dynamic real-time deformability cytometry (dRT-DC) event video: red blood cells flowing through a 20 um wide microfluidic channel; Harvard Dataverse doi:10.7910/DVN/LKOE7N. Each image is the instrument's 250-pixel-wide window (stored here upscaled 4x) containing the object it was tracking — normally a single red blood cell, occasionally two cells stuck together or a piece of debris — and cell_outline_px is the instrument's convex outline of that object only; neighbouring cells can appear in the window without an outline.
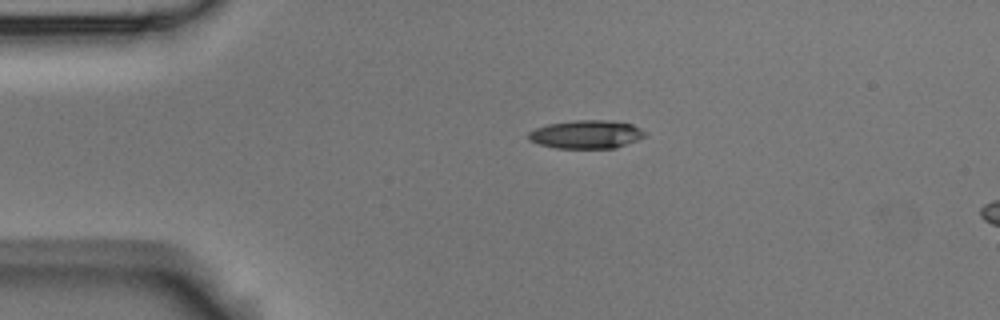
{"species": "Egyptian fruit bat (a non-hibernating species)", "species_latin": "Rousettus aegyptiacus", "temperature_condition": "room temperature", "stored_images_in_passage": 3, "camera_frame_rate_fps": 3000, "um_per_image_px": 0.085, "animal": {"sex": "male"}, "frame": {"image": 1, "passage_image": 2, "time_ms": 0.333, "image_size_px": [1000, 320], "cell_outline_px": [[644, 136], [636, 140], [616, 148], [556, 148], [540, 144], [528, 140], [528, 132], [536, 128], [548, 124], [576, 120], [612, 120], [632, 124], [640, 128], [644, 132]], "centroid_in_image_um": [49.82, 11.42], "position_along_channel_um": 35.2, "area_um2": 19.13}}